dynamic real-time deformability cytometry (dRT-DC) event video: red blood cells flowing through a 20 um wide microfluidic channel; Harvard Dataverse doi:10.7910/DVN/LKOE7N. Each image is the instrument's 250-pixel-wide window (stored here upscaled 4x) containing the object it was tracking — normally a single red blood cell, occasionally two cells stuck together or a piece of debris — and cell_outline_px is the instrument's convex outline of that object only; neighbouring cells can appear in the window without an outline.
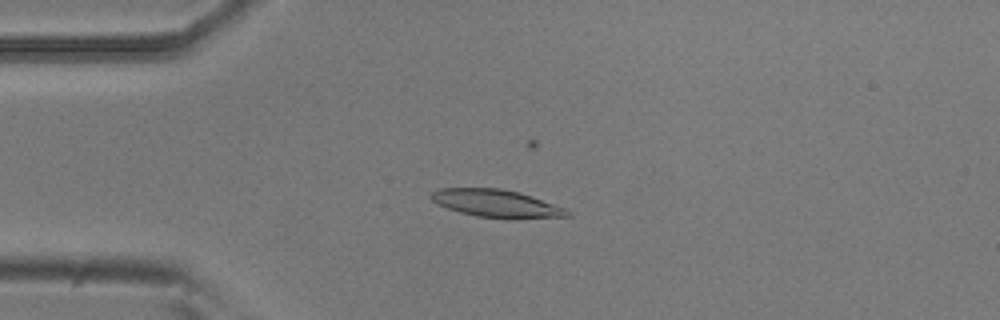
{"species": "common noctule bat (a hibernating species)", "species_latin": "Nyctalus noctula", "temperature_condition": "room temperature", "stored_images_in_passage": 33, "camera_frame_rate_fps": 3000, "um_per_image_px": 0.085, "animal": {"sex": "male", "body_mass_g": 20.5, "forearm_length_mm": 52.5}, "frame": {"image": 1, "passage_image": 5, "time_ms": 1.333, "image_size_px": [1000, 320], "cell_outline_px": [[572, 216], [516, 220], [508, 220], [476, 216], [460, 212], [436, 204], [432, 200], [432, 192], [436, 188], [500, 188], [520, 192], [532, 196], [564, 208], [572, 212]], "centroid_in_image_um": [42.24, 17.32], "position_along_channel_um": 42.8, "area_um2": 22.43}}
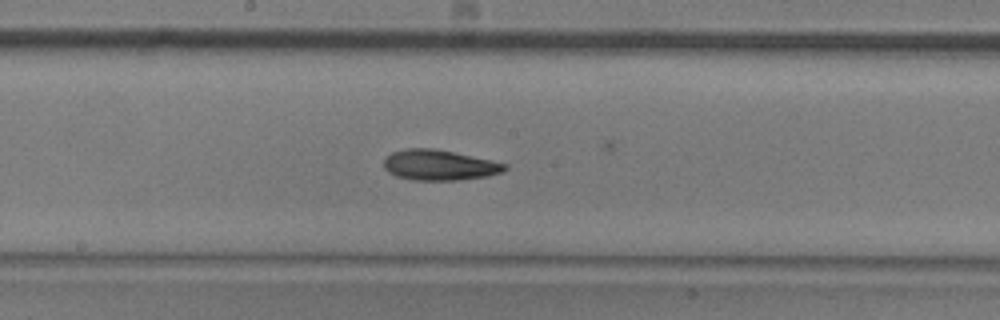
{"frame": {"image": 2, "passage_image": 20, "time_ms": 6.333, "image_size_px": [1000, 320], "cell_outline_px": [[508, 168], [500, 172], [488, 176], [460, 180], [412, 180], [396, 176], [388, 172], [384, 168], [384, 160], [392, 152], [404, 148], [432, 148], [452, 152], [508, 164]], "centroid_in_image_um": [37.31, 14.04], "position_along_channel_um": 210.9, "area_um2": 21.33}}
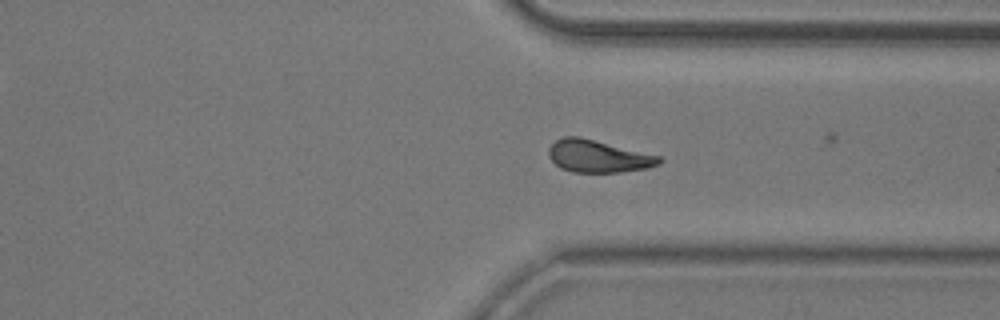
{"frame": {"image": 3, "passage_image": 32, "time_ms": 10.333, "image_size_px": [1000, 320], "cell_outline_px": [[664, 160], [660, 164], [648, 168], [620, 172], [572, 172], [560, 168], [548, 156], [548, 148], [556, 140], [564, 136], [580, 136], [660, 156]], "centroid_in_image_um": [50.84, 13.28], "position_along_channel_um": 360.6, "area_um2": 20.92}}